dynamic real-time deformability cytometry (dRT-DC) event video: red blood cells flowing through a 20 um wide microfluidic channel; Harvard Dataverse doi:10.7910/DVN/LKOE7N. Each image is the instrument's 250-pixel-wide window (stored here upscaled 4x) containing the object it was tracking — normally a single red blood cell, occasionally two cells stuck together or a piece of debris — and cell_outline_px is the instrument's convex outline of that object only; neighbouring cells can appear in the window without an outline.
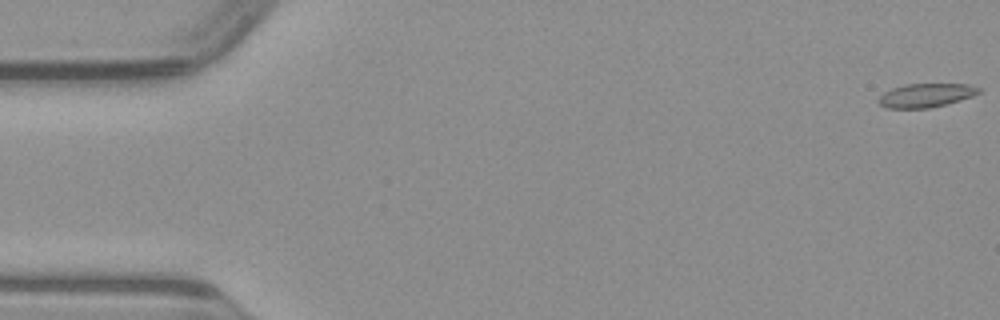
{"species": "common noctule bat (a hibernating species)", "species_latin": "Nyctalus noctula", "temperature_condition": "warm", "stored_images_in_passage": 50, "camera_frame_rate_fps": 3000, "um_per_image_px": 0.085, "animal": {"sex": "male", "body_mass_g": 23.1, "forearm_length_mm": 52.7}, "frame": {"image": 1, "passage_image": 1, "time_ms": 0.0, "image_size_px": [1000, 320], "cell_outline_px": [[980, 92], [972, 96], [960, 100], [928, 108], [884, 108], [876, 100], [884, 92], [892, 88], [904, 84], [968, 84], [980, 88]], "centroid_in_image_um": [78.66, 8.1], "position_along_channel_um": 6.3, "area_um2": 13.81}}
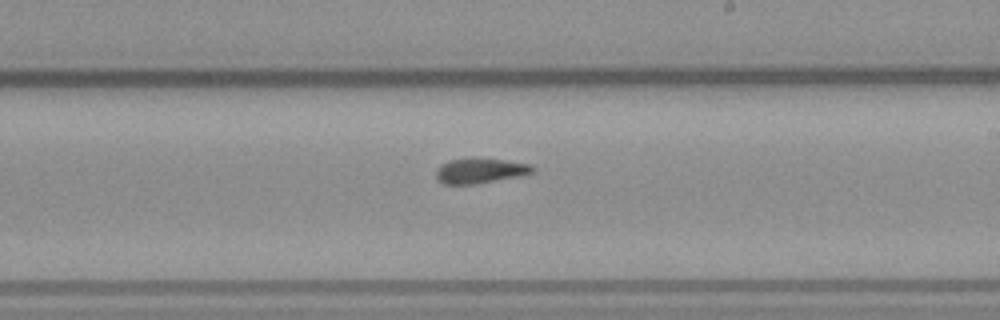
{"frame": {"image": 2, "passage_image": 29, "time_ms": 9.333, "image_size_px": [1000, 320], "cell_outline_px": [[536, 172], [524, 176], [476, 184], [444, 184], [436, 180], [436, 172], [440, 164], [448, 160], [472, 156], [476, 156], [532, 164], [536, 168]], "centroid_in_image_um": [40.85, 14.49], "position_along_channel_um": 248.1, "area_um2": 14.91}}
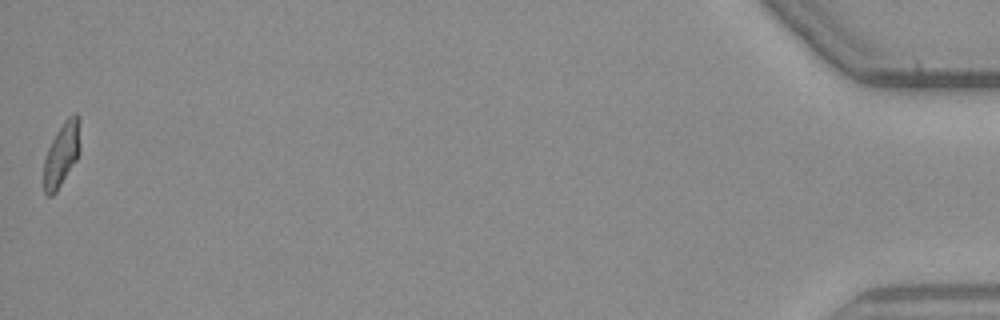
{"frame": {"image": 3, "passage_image": 50, "time_ms": 16.333, "image_size_px": [1000, 320], "cell_outline_px": [[80, 152], [76, 160], [56, 192], [52, 196], [48, 196], [44, 192], [44, 156], [56, 132], [64, 120], [68, 116], [76, 112], [80, 116]], "centroid_in_image_um": [5.26, 13.06], "position_along_channel_um": 429.9, "area_um2": 13.76}}